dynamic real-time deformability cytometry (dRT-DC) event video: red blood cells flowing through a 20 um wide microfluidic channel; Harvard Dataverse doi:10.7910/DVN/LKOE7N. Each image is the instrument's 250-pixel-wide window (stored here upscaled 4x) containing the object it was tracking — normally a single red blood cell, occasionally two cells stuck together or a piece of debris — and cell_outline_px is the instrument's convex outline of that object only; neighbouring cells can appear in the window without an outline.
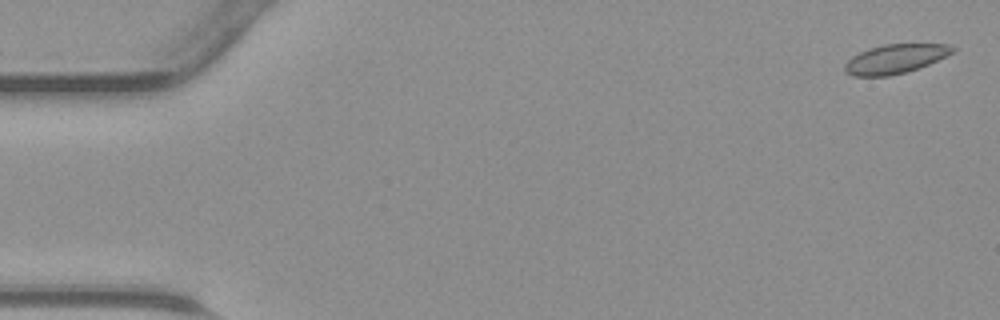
{"species": "common noctule bat (a hibernating species)", "species_latin": "Nyctalus noctula", "temperature_condition": "warm", "stored_images_in_passage": 14, "camera_frame_rate_fps": 3000, "um_per_image_px": 0.085, "animal": {"sex": "male", "body_mass_g": 23.1, "forearm_length_mm": 52.7}, "frame": {"image": 1, "passage_image": 2, "time_ms": 0.333, "image_size_px": [1000, 320], "cell_outline_px": [[956, 48], [952, 52], [928, 64], [904, 72], [888, 76], [852, 76], [844, 68], [844, 64], [852, 56], [868, 48], [884, 44], [948, 44]], "centroid_in_image_um": [76.05, 4.99], "position_along_channel_um": 9.0, "area_um2": 17.98}}
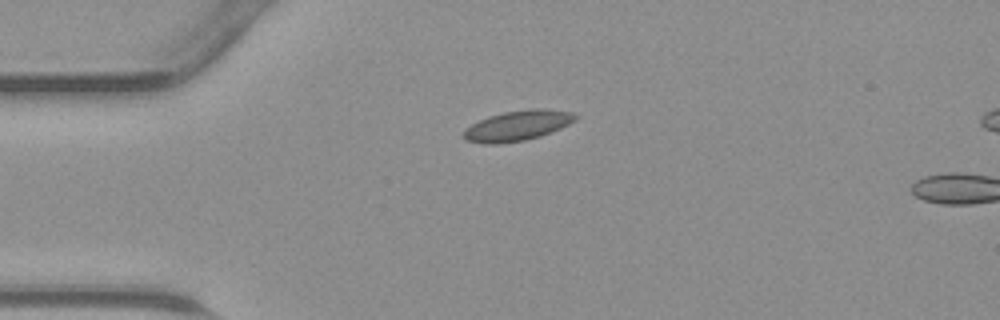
{"frame": {"image": 2, "passage_image": 12, "time_ms": 3.667, "image_size_px": [1000, 320], "cell_outline_px": [[580, 116], [576, 120], [560, 128], [540, 136], [524, 140], [500, 144], [484, 144], [464, 140], [460, 136], [464, 128], [488, 116], [504, 112], [532, 108], [544, 108], [572, 112]], "centroid_in_image_um": [43.95, 10.68], "position_along_channel_um": 41.0, "area_um2": 19.94}}